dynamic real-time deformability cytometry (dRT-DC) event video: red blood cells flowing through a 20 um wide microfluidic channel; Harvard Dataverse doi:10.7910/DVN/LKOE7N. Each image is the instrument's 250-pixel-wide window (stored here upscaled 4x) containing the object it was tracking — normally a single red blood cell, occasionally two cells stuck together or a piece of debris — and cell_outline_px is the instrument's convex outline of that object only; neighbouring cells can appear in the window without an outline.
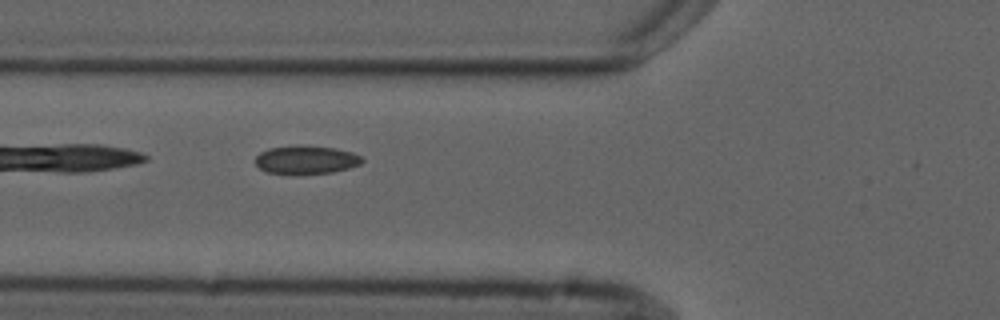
{"species": "common noctule bat (a hibernating species)", "species_latin": "Nyctalus noctula", "temperature_condition": "cold", "stored_images_in_passage": 4, "segment_of_instrument_passage": [1, 2], "camera_frame_rate_fps": 3000, "um_per_image_px": 0.085, "animal": {"sex": "male", "forearm_length_mm": 52.5}, "frame": {"image": 1, "passage_image": 3, "time_ms": 2.0, "image_size_px": [1000, 320], "cell_outline_px": [[364, 160], [360, 164], [348, 168], [332, 172], [296, 176], [268, 172], [260, 168], [256, 164], [256, 156], [260, 152], [268, 148], [296, 144], [304, 144], [336, 148], [352, 152], [360, 156]], "centroid_in_image_um": [25.99, 13.58], "position_along_channel_um": 99.8, "area_um2": 18.26}}